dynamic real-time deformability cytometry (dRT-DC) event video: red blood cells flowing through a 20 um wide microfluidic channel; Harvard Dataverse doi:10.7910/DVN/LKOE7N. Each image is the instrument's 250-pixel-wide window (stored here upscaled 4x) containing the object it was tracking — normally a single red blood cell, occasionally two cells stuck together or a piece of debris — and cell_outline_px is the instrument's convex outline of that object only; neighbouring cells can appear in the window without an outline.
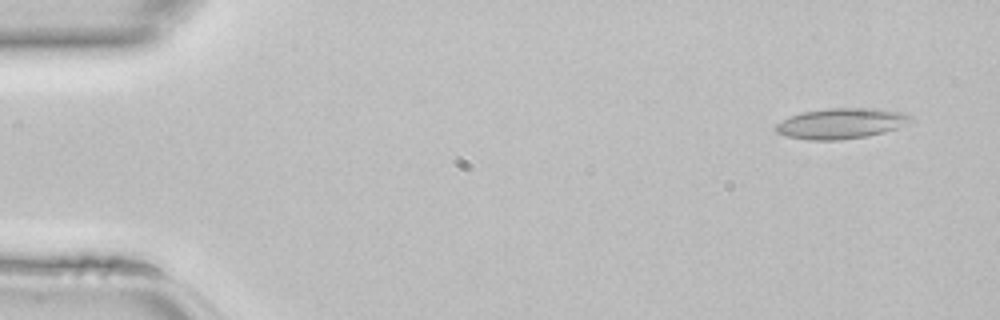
{"species": "common noctule bat (a hibernating species)", "species_latin": "Nyctalus noctula", "temperature_condition": "room temperature", "stored_images_in_passage": 45, "camera_frame_rate_fps": 3000, "um_per_image_px": 0.085, "animal": {"sex": "female", "body_mass_g": 22.7, "forearm_length_mm": 54.2}, "frame": {"image": 1, "passage_image": 3, "time_ms": 0.667, "image_size_px": [1000, 320], "cell_outline_px": [[916, 120], [896, 128], [884, 132], [864, 136], [840, 140], [808, 140], [788, 136], [776, 132], [772, 128], [776, 124], [788, 116], [800, 112], [828, 108], [880, 108], [900, 112], [912, 116]], "centroid_in_image_um": [71.48, 10.48], "position_along_channel_um": 13.5, "area_um2": 24.22}}
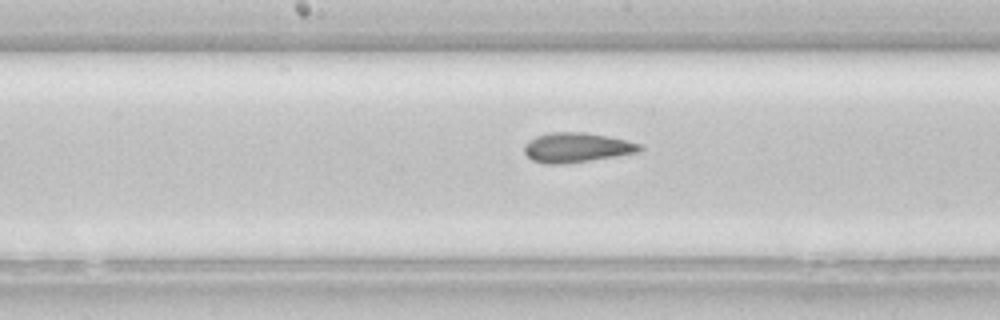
{"frame": {"image": 2, "passage_image": 23, "time_ms": 7.333, "image_size_px": [1000, 320], "cell_outline_px": [[644, 148], [640, 152], [616, 156], [564, 164], [544, 164], [532, 160], [524, 152], [524, 144], [528, 140], [536, 136], [548, 132], [584, 132], [608, 136], [640, 144]], "centroid_in_image_um": [48.99, 12.54], "position_along_channel_um": 199.2, "area_um2": 20.06}}
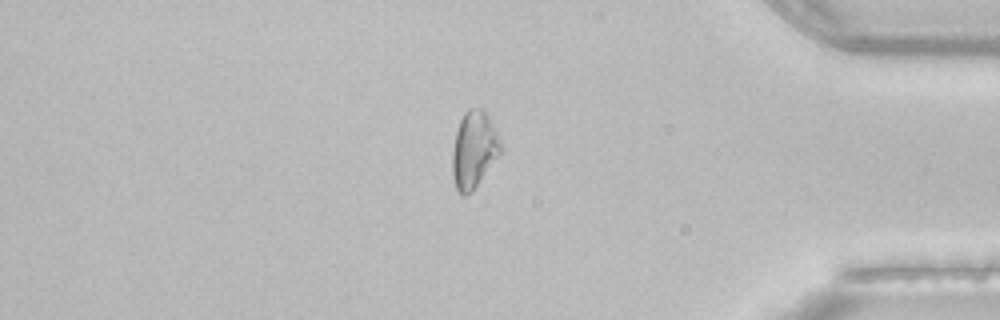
{"frame": {"image": 3, "passage_image": 38, "time_ms": 12.333, "image_size_px": [1000, 320], "cell_outline_px": [[504, 148], [472, 192], [464, 196], [456, 188], [452, 176], [452, 148], [456, 132], [460, 120], [464, 112], [468, 108], [484, 108]], "centroid_in_image_um": [40.28, 12.71], "position_along_channel_um": 394.9, "area_um2": 21.68}}